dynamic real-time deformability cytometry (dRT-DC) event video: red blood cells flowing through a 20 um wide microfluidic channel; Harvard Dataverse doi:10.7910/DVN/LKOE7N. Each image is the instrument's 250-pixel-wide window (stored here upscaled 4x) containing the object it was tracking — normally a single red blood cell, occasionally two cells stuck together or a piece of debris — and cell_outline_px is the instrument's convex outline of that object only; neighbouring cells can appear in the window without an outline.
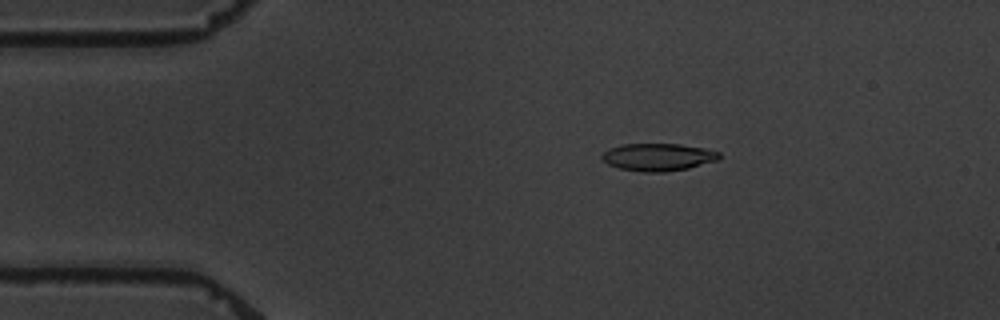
{"species": "common noctule bat (a hibernating species)", "species_latin": "Nyctalus noctula", "temperature_condition": "warm", "stored_images_in_passage": 2, "camera_frame_rate_fps": 3000, "um_per_image_px": 0.085, "animal": {"sex": "male", "body_mass_g": 19.5, "forearm_length_mm": 54.6}, "frame": {"image": 1, "passage_image": 1, "time_ms": 0.0, "image_size_px": [1000, 320], "cell_outline_px": [[720, 156], [716, 160], [688, 168], [664, 172], [644, 172], [620, 168], [608, 164], [600, 156], [608, 148], [620, 144], [680, 144], [704, 148], [720, 152]], "centroid_in_image_um": [55.91, 13.34], "position_along_channel_um": 29.1, "area_um2": 18.67}}